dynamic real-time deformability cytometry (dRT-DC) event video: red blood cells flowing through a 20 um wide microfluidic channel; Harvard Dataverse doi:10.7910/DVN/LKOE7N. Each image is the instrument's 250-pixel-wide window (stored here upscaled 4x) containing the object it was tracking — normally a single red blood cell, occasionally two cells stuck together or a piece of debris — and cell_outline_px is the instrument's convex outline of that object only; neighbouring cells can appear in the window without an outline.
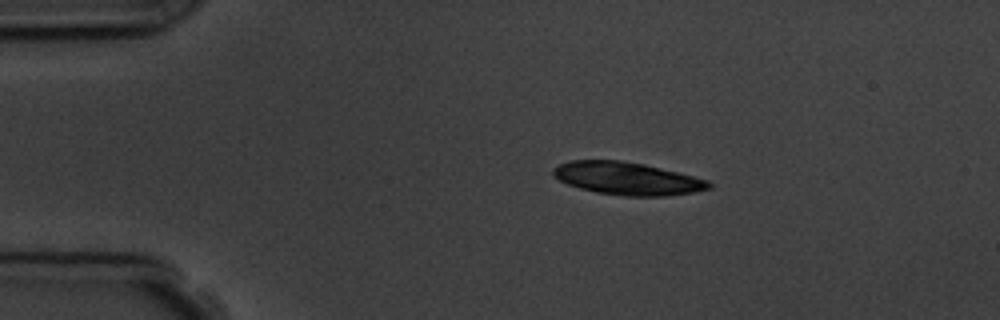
{"species": "common noctule bat (a hibernating species)", "species_latin": "Nyctalus noctula", "temperature_condition": "room temperature", "stored_images_in_passage": 3, "camera_frame_rate_fps": 3000, "um_per_image_px": 0.085, "animal": {"sex": "male", "body_mass_g": 19.5, "forearm_length_mm": 54.6}, "frame": {"image": 1, "passage_image": 1, "time_ms": 0.0, "image_size_px": [1000, 320], "cell_outline_px": [[712, 188], [692, 192], [664, 196], [624, 196], [596, 192], [580, 188], [568, 184], [552, 176], [552, 168], [560, 164], [572, 160], [620, 160], [644, 164], [708, 180], [712, 184]], "centroid_in_image_um": [53.28, 15.17], "position_along_channel_um": 31.7, "area_um2": 29.48}}